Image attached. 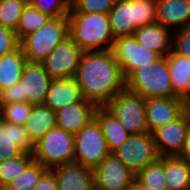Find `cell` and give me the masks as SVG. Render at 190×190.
I'll return each instance as SVG.
<instances>
[{
	"instance_id": "1",
	"label": "cell",
	"mask_w": 190,
	"mask_h": 190,
	"mask_svg": "<svg viewBox=\"0 0 190 190\" xmlns=\"http://www.w3.org/2000/svg\"><path fill=\"white\" fill-rule=\"evenodd\" d=\"M74 79L83 98L96 106H105L126 88V79L112 50L84 51Z\"/></svg>"
},
{
	"instance_id": "2",
	"label": "cell",
	"mask_w": 190,
	"mask_h": 190,
	"mask_svg": "<svg viewBox=\"0 0 190 190\" xmlns=\"http://www.w3.org/2000/svg\"><path fill=\"white\" fill-rule=\"evenodd\" d=\"M69 36L83 51L112 50L108 14L69 12Z\"/></svg>"
},
{
	"instance_id": "3",
	"label": "cell",
	"mask_w": 190,
	"mask_h": 190,
	"mask_svg": "<svg viewBox=\"0 0 190 190\" xmlns=\"http://www.w3.org/2000/svg\"><path fill=\"white\" fill-rule=\"evenodd\" d=\"M108 17L115 39L134 35L138 27L157 22L156 0H116Z\"/></svg>"
},
{
	"instance_id": "4",
	"label": "cell",
	"mask_w": 190,
	"mask_h": 190,
	"mask_svg": "<svg viewBox=\"0 0 190 190\" xmlns=\"http://www.w3.org/2000/svg\"><path fill=\"white\" fill-rule=\"evenodd\" d=\"M126 88L144 99L176 96L170 80L168 55L160 57L155 63L135 69L126 78Z\"/></svg>"
},
{
	"instance_id": "5",
	"label": "cell",
	"mask_w": 190,
	"mask_h": 190,
	"mask_svg": "<svg viewBox=\"0 0 190 190\" xmlns=\"http://www.w3.org/2000/svg\"><path fill=\"white\" fill-rule=\"evenodd\" d=\"M69 37V18H50L43 27L25 36L19 45L27 61L41 63L61 42Z\"/></svg>"
},
{
	"instance_id": "6",
	"label": "cell",
	"mask_w": 190,
	"mask_h": 190,
	"mask_svg": "<svg viewBox=\"0 0 190 190\" xmlns=\"http://www.w3.org/2000/svg\"><path fill=\"white\" fill-rule=\"evenodd\" d=\"M74 134L59 127L50 129L35 143L33 159L51 169L74 162Z\"/></svg>"
},
{
	"instance_id": "7",
	"label": "cell",
	"mask_w": 190,
	"mask_h": 190,
	"mask_svg": "<svg viewBox=\"0 0 190 190\" xmlns=\"http://www.w3.org/2000/svg\"><path fill=\"white\" fill-rule=\"evenodd\" d=\"M105 107L113 113L130 134L149 132L146 121L145 99L127 88L118 92Z\"/></svg>"
},
{
	"instance_id": "8",
	"label": "cell",
	"mask_w": 190,
	"mask_h": 190,
	"mask_svg": "<svg viewBox=\"0 0 190 190\" xmlns=\"http://www.w3.org/2000/svg\"><path fill=\"white\" fill-rule=\"evenodd\" d=\"M74 148V162L93 170L111 153L95 117L74 135Z\"/></svg>"
},
{
	"instance_id": "9",
	"label": "cell",
	"mask_w": 190,
	"mask_h": 190,
	"mask_svg": "<svg viewBox=\"0 0 190 190\" xmlns=\"http://www.w3.org/2000/svg\"><path fill=\"white\" fill-rule=\"evenodd\" d=\"M113 153L135 176L148 164H152L160 158L153 133L149 132L130 134L128 139Z\"/></svg>"
},
{
	"instance_id": "10",
	"label": "cell",
	"mask_w": 190,
	"mask_h": 190,
	"mask_svg": "<svg viewBox=\"0 0 190 190\" xmlns=\"http://www.w3.org/2000/svg\"><path fill=\"white\" fill-rule=\"evenodd\" d=\"M83 50L69 36L41 62L52 79L74 78Z\"/></svg>"
},
{
	"instance_id": "11",
	"label": "cell",
	"mask_w": 190,
	"mask_h": 190,
	"mask_svg": "<svg viewBox=\"0 0 190 190\" xmlns=\"http://www.w3.org/2000/svg\"><path fill=\"white\" fill-rule=\"evenodd\" d=\"M112 52L122 69L125 79L135 69L155 63L160 58L157 53L141 46L134 35L116 38Z\"/></svg>"
},
{
	"instance_id": "12",
	"label": "cell",
	"mask_w": 190,
	"mask_h": 190,
	"mask_svg": "<svg viewBox=\"0 0 190 190\" xmlns=\"http://www.w3.org/2000/svg\"><path fill=\"white\" fill-rule=\"evenodd\" d=\"M134 179L127 166L110 153L94 169V190H125Z\"/></svg>"
},
{
	"instance_id": "13",
	"label": "cell",
	"mask_w": 190,
	"mask_h": 190,
	"mask_svg": "<svg viewBox=\"0 0 190 190\" xmlns=\"http://www.w3.org/2000/svg\"><path fill=\"white\" fill-rule=\"evenodd\" d=\"M190 127V106L174 121L153 132L155 146L160 156L179 155Z\"/></svg>"
},
{
	"instance_id": "14",
	"label": "cell",
	"mask_w": 190,
	"mask_h": 190,
	"mask_svg": "<svg viewBox=\"0 0 190 190\" xmlns=\"http://www.w3.org/2000/svg\"><path fill=\"white\" fill-rule=\"evenodd\" d=\"M190 105L177 96L145 99L146 121L149 133L177 119Z\"/></svg>"
},
{
	"instance_id": "15",
	"label": "cell",
	"mask_w": 190,
	"mask_h": 190,
	"mask_svg": "<svg viewBox=\"0 0 190 190\" xmlns=\"http://www.w3.org/2000/svg\"><path fill=\"white\" fill-rule=\"evenodd\" d=\"M52 78L42 63L27 61L20 78L22 102L40 105L45 102Z\"/></svg>"
},
{
	"instance_id": "16",
	"label": "cell",
	"mask_w": 190,
	"mask_h": 190,
	"mask_svg": "<svg viewBox=\"0 0 190 190\" xmlns=\"http://www.w3.org/2000/svg\"><path fill=\"white\" fill-rule=\"evenodd\" d=\"M34 148L35 144L23 126L3 121L0 131V163L23 153L33 154Z\"/></svg>"
},
{
	"instance_id": "17",
	"label": "cell",
	"mask_w": 190,
	"mask_h": 190,
	"mask_svg": "<svg viewBox=\"0 0 190 190\" xmlns=\"http://www.w3.org/2000/svg\"><path fill=\"white\" fill-rule=\"evenodd\" d=\"M54 172L59 190H94V170L78 163L58 165Z\"/></svg>"
},
{
	"instance_id": "18",
	"label": "cell",
	"mask_w": 190,
	"mask_h": 190,
	"mask_svg": "<svg viewBox=\"0 0 190 190\" xmlns=\"http://www.w3.org/2000/svg\"><path fill=\"white\" fill-rule=\"evenodd\" d=\"M97 106L85 99L56 111L57 127L72 134L78 133L94 118Z\"/></svg>"
},
{
	"instance_id": "19",
	"label": "cell",
	"mask_w": 190,
	"mask_h": 190,
	"mask_svg": "<svg viewBox=\"0 0 190 190\" xmlns=\"http://www.w3.org/2000/svg\"><path fill=\"white\" fill-rule=\"evenodd\" d=\"M156 20L172 32L190 25V0H156Z\"/></svg>"
},
{
	"instance_id": "20",
	"label": "cell",
	"mask_w": 190,
	"mask_h": 190,
	"mask_svg": "<svg viewBox=\"0 0 190 190\" xmlns=\"http://www.w3.org/2000/svg\"><path fill=\"white\" fill-rule=\"evenodd\" d=\"M134 36L138 43L160 57L172 51L173 32L158 22L138 27Z\"/></svg>"
},
{
	"instance_id": "21",
	"label": "cell",
	"mask_w": 190,
	"mask_h": 190,
	"mask_svg": "<svg viewBox=\"0 0 190 190\" xmlns=\"http://www.w3.org/2000/svg\"><path fill=\"white\" fill-rule=\"evenodd\" d=\"M83 99L81 89L74 78L52 79L43 104L56 112L66 105L80 102Z\"/></svg>"
},
{
	"instance_id": "22",
	"label": "cell",
	"mask_w": 190,
	"mask_h": 190,
	"mask_svg": "<svg viewBox=\"0 0 190 190\" xmlns=\"http://www.w3.org/2000/svg\"><path fill=\"white\" fill-rule=\"evenodd\" d=\"M168 66L173 93L190 105V59L172 49L168 54Z\"/></svg>"
},
{
	"instance_id": "23",
	"label": "cell",
	"mask_w": 190,
	"mask_h": 190,
	"mask_svg": "<svg viewBox=\"0 0 190 190\" xmlns=\"http://www.w3.org/2000/svg\"><path fill=\"white\" fill-rule=\"evenodd\" d=\"M94 117L100 124L109 151L113 153L128 139L130 133L105 106H97Z\"/></svg>"
},
{
	"instance_id": "24",
	"label": "cell",
	"mask_w": 190,
	"mask_h": 190,
	"mask_svg": "<svg viewBox=\"0 0 190 190\" xmlns=\"http://www.w3.org/2000/svg\"><path fill=\"white\" fill-rule=\"evenodd\" d=\"M56 126V112L44 104L33 105L30 116L23 125L34 144Z\"/></svg>"
},
{
	"instance_id": "25",
	"label": "cell",
	"mask_w": 190,
	"mask_h": 190,
	"mask_svg": "<svg viewBox=\"0 0 190 190\" xmlns=\"http://www.w3.org/2000/svg\"><path fill=\"white\" fill-rule=\"evenodd\" d=\"M165 182L168 190H190V162L176 156H164Z\"/></svg>"
},
{
	"instance_id": "26",
	"label": "cell",
	"mask_w": 190,
	"mask_h": 190,
	"mask_svg": "<svg viewBox=\"0 0 190 190\" xmlns=\"http://www.w3.org/2000/svg\"><path fill=\"white\" fill-rule=\"evenodd\" d=\"M27 58L21 46L0 57V91L20 82Z\"/></svg>"
},
{
	"instance_id": "27",
	"label": "cell",
	"mask_w": 190,
	"mask_h": 190,
	"mask_svg": "<svg viewBox=\"0 0 190 190\" xmlns=\"http://www.w3.org/2000/svg\"><path fill=\"white\" fill-rule=\"evenodd\" d=\"M49 19L47 15L34 8L31 4H27L23 9L15 31L19 42L25 36L43 27Z\"/></svg>"
},
{
	"instance_id": "28",
	"label": "cell",
	"mask_w": 190,
	"mask_h": 190,
	"mask_svg": "<svg viewBox=\"0 0 190 190\" xmlns=\"http://www.w3.org/2000/svg\"><path fill=\"white\" fill-rule=\"evenodd\" d=\"M34 161L33 154L22 155L0 163V186L7 187L16 177Z\"/></svg>"
},
{
	"instance_id": "29",
	"label": "cell",
	"mask_w": 190,
	"mask_h": 190,
	"mask_svg": "<svg viewBox=\"0 0 190 190\" xmlns=\"http://www.w3.org/2000/svg\"><path fill=\"white\" fill-rule=\"evenodd\" d=\"M135 178L152 190H168L165 182L164 156L148 164Z\"/></svg>"
},
{
	"instance_id": "30",
	"label": "cell",
	"mask_w": 190,
	"mask_h": 190,
	"mask_svg": "<svg viewBox=\"0 0 190 190\" xmlns=\"http://www.w3.org/2000/svg\"><path fill=\"white\" fill-rule=\"evenodd\" d=\"M48 170L47 167L37 161H33L25 171L16 177L7 187L10 190H32Z\"/></svg>"
},
{
	"instance_id": "31",
	"label": "cell",
	"mask_w": 190,
	"mask_h": 190,
	"mask_svg": "<svg viewBox=\"0 0 190 190\" xmlns=\"http://www.w3.org/2000/svg\"><path fill=\"white\" fill-rule=\"evenodd\" d=\"M26 5L22 0H0V25L16 31Z\"/></svg>"
},
{
	"instance_id": "32",
	"label": "cell",
	"mask_w": 190,
	"mask_h": 190,
	"mask_svg": "<svg viewBox=\"0 0 190 190\" xmlns=\"http://www.w3.org/2000/svg\"><path fill=\"white\" fill-rule=\"evenodd\" d=\"M33 105L28 102L12 103L0 108L3 121L23 126L30 116Z\"/></svg>"
},
{
	"instance_id": "33",
	"label": "cell",
	"mask_w": 190,
	"mask_h": 190,
	"mask_svg": "<svg viewBox=\"0 0 190 190\" xmlns=\"http://www.w3.org/2000/svg\"><path fill=\"white\" fill-rule=\"evenodd\" d=\"M116 0H72L69 12L108 14Z\"/></svg>"
},
{
	"instance_id": "34",
	"label": "cell",
	"mask_w": 190,
	"mask_h": 190,
	"mask_svg": "<svg viewBox=\"0 0 190 190\" xmlns=\"http://www.w3.org/2000/svg\"><path fill=\"white\" fill-rule=\"evenodd\" d=\"M30 4L49 18L68 16L70 11L69 0H33Z\"/></svg>"
},
{
	"instance_id": "35",
	"label": "cell",
	"mask_w": 190,
	"mask_h": 190,
	"mask_svg": "<svg viewBox=\"0 0 190 190\" xmlns=\"http://www.w3.org/2000/svg\"><path fill=\"white\" fill-rule=\"evenodd\" d=\"M172 49L190 59V25L173 32Z\"/></svg>"
},
{
	"instance_id": "36",
	"label": "cell",
	"mask_w": 190,
	"mask_h": 190,
	"mask_svg": "<svg viewBox=\"0 0 190 190\" xmlns=\"http://www.w3.org/2000/svg\"><path fill=\"white\" fill-rule=\"evenodd\" d=\"M19 46L15 31L0 25V57Z\"/></svg>"
},
{
	"instance_id": "37",
	"label": "cell",
	"mask_w": 190,
	"mask_h": 190,
	"mask_svg": "<svg viewBox=\"0 0 190 190\" xmlns=\"http://www.w3.org/2000/svg\"><path fill=\"white\" fill-rule=\"evenodd\" d=\"M12 103H22L21 82L0 91V108Z\"/></svg>"
},
{
	"instance_id": "38",
	"label": "cell",
	"mask_w": 190,
	"mask_h": 190,
	"mask_svg": "<svg viewBox=\"0 0 190 190\" xmlns=\"http://www.w3.org/2000/svg\"><path fill=\"white\" fill-rule=\"evenodd\" d=\"M32 190H59L58 182L54 172L48 169Z\"/></svg>"
},
{
	"instance_id": "39",
	"label": "cell",
	"mask_w": 190,
	"mask_h": 190,
	"mask_svg": "<svg viewBox=\"0 0 190 190\" xmlns=\"http://www.w3.org/2000/svg\"><path fill=\"white\" fill-rule=\"evenodd\" d=\"M178 156L190 162V127L186 133L183 148Z\"/></svg>"
},
{
	"instance_id": "40",
	"label": "cell",
	"mask_w": 190,
	"mask_h": 190,
	"mask_svg": "<svg viewBox=\"0 0 190 190\" xmlns=\"http://www.w3.org/2000/svg\"><path fill=\"white\" fill-rule=\"evenodd\" d=\"M125 190H152V189L145 187L140 181H138L135 178Z\"/></svg>"
},
{
	"instance_id": "41",
	"label": "cell",
	"mask_w": 190,
	"mask_h": 190,
	"mask_svg": "<svg viewBox=\"0 0 190 190\" xmlns=\"http://www.w3.org/2000/svg\"><path fill=\"white\" fill-rule=\"evenodd\" d=\"M3 128V117L2 114L0 113V131H2Z\"/></svg>"
},
{
	"instance_id": "42",
	"label": "cell",
	"mask_w": 190,
	"mask_h": 190,
	"mask_svg": "<svg viewBox=\"0 0 190 190\" xmlns=\"http://www.w3.org/2000/svg\"><path fill=\"white\" fill-rule=\"evenodd\" d=\"M0 190H10L8 187L0 186Z\"/></svg>"
},
{
	"instance_id": "43",
	"label": "cell",
	"mask_w": 190,
	"mask_h": 190,
	"mask_svg": "<svg viewBox=\"0 0 190 190\" xmlns=\"http://www.w3.org/2000/svg\"><path fill=\"white\" fill-rule=\"evenodd\" d=\"M24 1L26 4H30L33 0H22Z\"/></svg>"
}]
</instances>
